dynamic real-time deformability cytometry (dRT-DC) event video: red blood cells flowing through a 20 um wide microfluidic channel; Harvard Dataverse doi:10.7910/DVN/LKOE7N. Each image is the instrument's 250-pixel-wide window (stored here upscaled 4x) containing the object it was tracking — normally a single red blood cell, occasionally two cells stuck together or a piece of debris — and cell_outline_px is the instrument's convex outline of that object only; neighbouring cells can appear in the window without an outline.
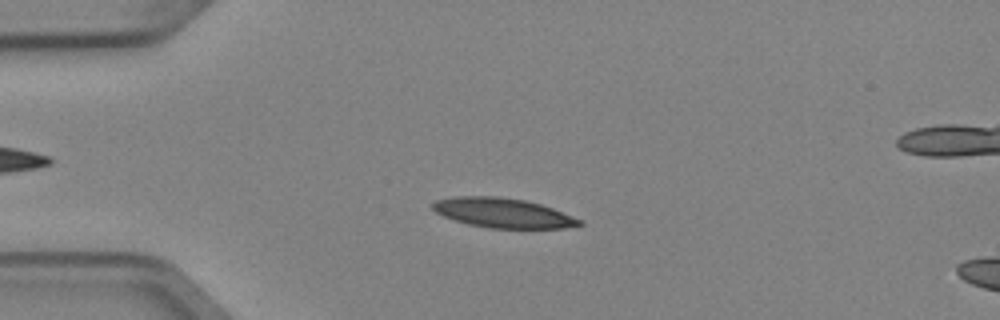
{"species": "Egyptian fruit bat (a non-hibernating species)", "species_latin": "Rousettus aegyptiacus", "temperature_condition": "cold", "stored_images_in_passage": 4, "camera_frame_rate_fps": 3000, "um_per_image_px": 0.085, "animal": {"sex": "female"}, "frame": {"image": 1, "passage_image": 3, "time_ms": 0.667, "image_size_px": [1000, 320], "cell_outline_px": [[584, 224], [564, 228], [488, 228], [468, 224], [444, 216], [436, 212], [432, 208], [432, 204], [436, 200], [452, 196], [496, 196], [524, 200], [540, 204], [552, 208], [584, 220]], "centroid_in_image_um": [42.76, 18.09], "position_along_channel_um": 42.2, "area_um2": 25.32}}